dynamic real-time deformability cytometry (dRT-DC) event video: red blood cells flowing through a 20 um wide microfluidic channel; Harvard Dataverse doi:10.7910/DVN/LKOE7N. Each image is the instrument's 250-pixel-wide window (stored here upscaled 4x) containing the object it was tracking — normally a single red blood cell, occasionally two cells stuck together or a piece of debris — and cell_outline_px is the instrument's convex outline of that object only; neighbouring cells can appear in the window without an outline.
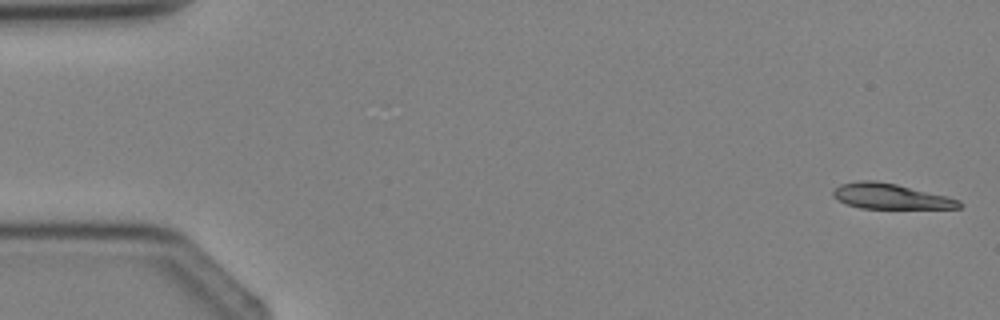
{"species": "Egyptian fruit bat (a non-hibernating species)", "species_latin": "Rousettus aegyptiacus", "temperature_condition": "cold", "stored_images_in_passage": 4, "camera_frame_rate_fps": 3000, "um_per_image_px": 0.085, "animal": {"sex": "female"}, "frame": {"image": 1, "passage_image": 1, "time_ms": 0.0, "image_size_px": [1000, 320], "cell_outline_px": [[964, 204], [960, 208], [860, 208], [848, 204], [832, 196], [832, 188], [840, 184], [860, 180], [876, 180], [896, 184], [948, 196], [960, 200]], "centroid_in_image_um": [75.69, 16.67], "position_along_channel_um": 9.3, "area_um2": 18.67}}
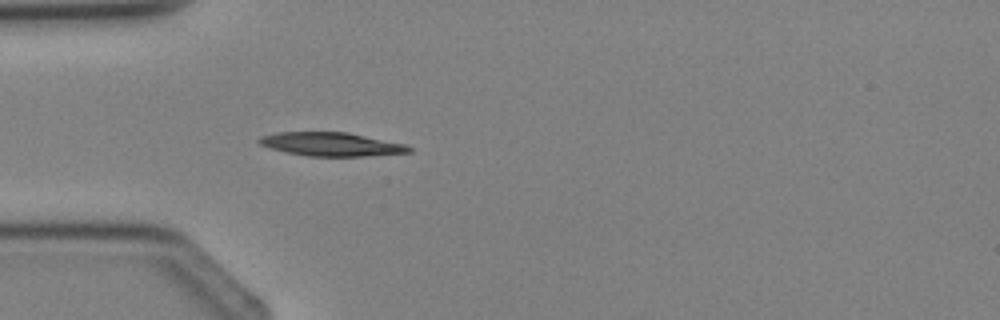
{"frame": {"image": 2, "passage_image": 4, "time_ms": 3.333, "image_size_px": [1000, 320], "cell_outline_px": [[412, 152], [364, 156], [308, 156], [288, 152], [272, 148], [260, 144], [256, 140], [260, 136], [276, 132], [348, 132], [404, 144], [412, 148]], "centroid_in_image_um": [28.14, 12.25], "position_along_channel_um": 56.9, "area_um2": 20.46}}